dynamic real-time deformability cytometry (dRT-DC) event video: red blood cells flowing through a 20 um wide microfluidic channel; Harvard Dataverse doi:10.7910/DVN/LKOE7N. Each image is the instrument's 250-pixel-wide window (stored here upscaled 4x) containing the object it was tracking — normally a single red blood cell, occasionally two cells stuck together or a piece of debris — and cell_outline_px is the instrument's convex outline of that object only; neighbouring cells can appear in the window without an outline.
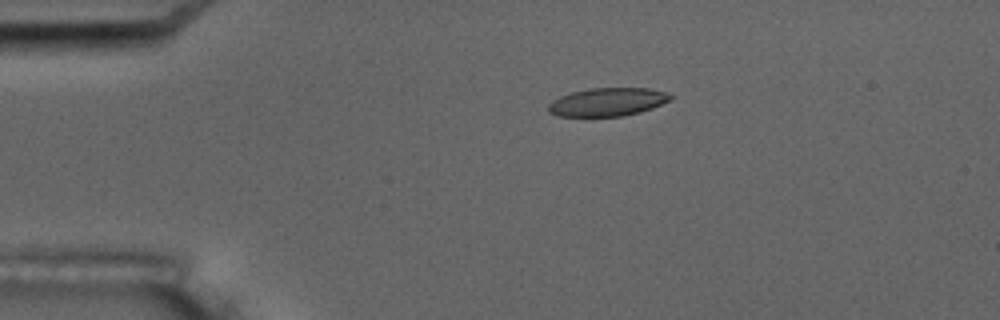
{"species": "common noctule bat (a hibernating species)", "species_latin": "Nyctalus noctula", "temperature_condition": "room temperature", "stored_images_in_passage": 4, "camera_frame_rate_fps": 3000, "um_per_image_px": 0.085, "animal": {"sex": "male", "body_mass_g": 17.5, "forearm_length_mm": 52.3}, "frame": {"image": 1, "passage_image": 2, "time_ms": 1.333, "image_size_px": [1000, 320], "cell_outline_px": [[672, 100], [652, 108], [640, 112], [624, 116], [556, 116], [548, 112], [548, 104], [552, 100], [560, 96], [572, 92], [588, 88], [648, 88], [664, 92], [672, 96]], "centroid_in_image_um": [51.62, 8.67], "position_along_channel_um": 33.4, "area_um2": 20.17}}
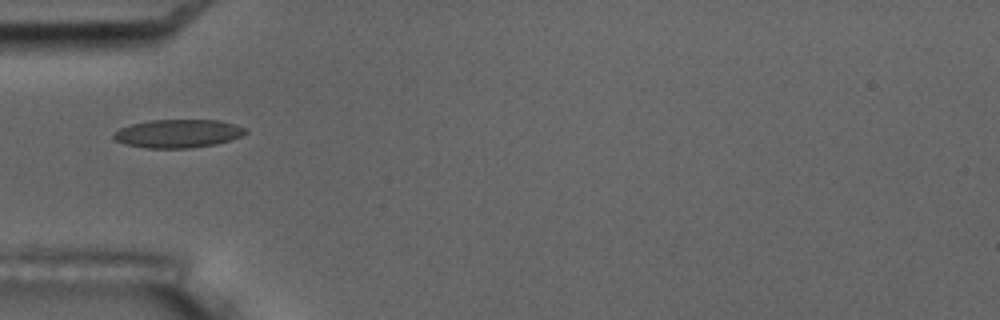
{"frame": {"image": 2, "passage_image": 4, "time_ms": 3.667, "image_size_px": [1000, 320], "cell_outline_px": [[248, 132], [240, 136], [216, 144], [188, 148], [148, 148], [124, 144], [116, 140], [112, 136], [112, 132], [120, 128], [132, 124], [152, 120], [220, 120], [236, 124], [244, 128]], "centroid_in_image_um": [15.11, 11.35], "position_along_channel_um": 69.9, "area_um2": 21.68}}